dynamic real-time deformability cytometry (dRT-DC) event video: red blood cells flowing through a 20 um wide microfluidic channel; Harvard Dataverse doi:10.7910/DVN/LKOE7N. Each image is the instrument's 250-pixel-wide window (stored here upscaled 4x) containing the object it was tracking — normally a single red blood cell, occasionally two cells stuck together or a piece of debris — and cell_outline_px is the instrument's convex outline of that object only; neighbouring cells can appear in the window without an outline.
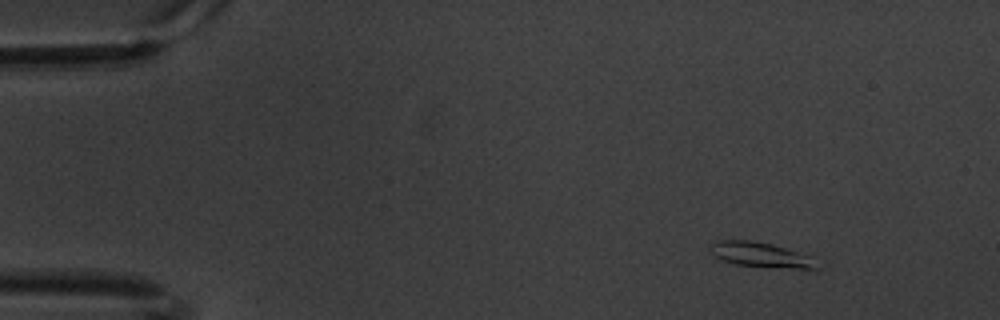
{"species": "common noctule bat (a hibernating species)", "species_latin": "Nyctalus noctula", "temperature_condition": "warm", "stored_images_in_passage": 14, "camera_frame_rate_fps": 3000, "um_per_image_px": 0.085, "animal": {"sex": "male", "body_mass_g": 20.1, "forearm_length_mm": 53.5}, "frame": {"image": 1, "passage_image": 7, "time_ms": 2.0, "image_size_px": [1000, 320], "cell_outline_px": [[828, 264], [820, 268], [768, 268], [736, 264], [720, 260], [712, 252], [708, 244], [716, 240], [752, 240], [772, 244], [816, 256]], "centroid_in_image_um": [64.86, 21.67], "position_along_channel_um": 20.1, "area_um2": 16.42}}